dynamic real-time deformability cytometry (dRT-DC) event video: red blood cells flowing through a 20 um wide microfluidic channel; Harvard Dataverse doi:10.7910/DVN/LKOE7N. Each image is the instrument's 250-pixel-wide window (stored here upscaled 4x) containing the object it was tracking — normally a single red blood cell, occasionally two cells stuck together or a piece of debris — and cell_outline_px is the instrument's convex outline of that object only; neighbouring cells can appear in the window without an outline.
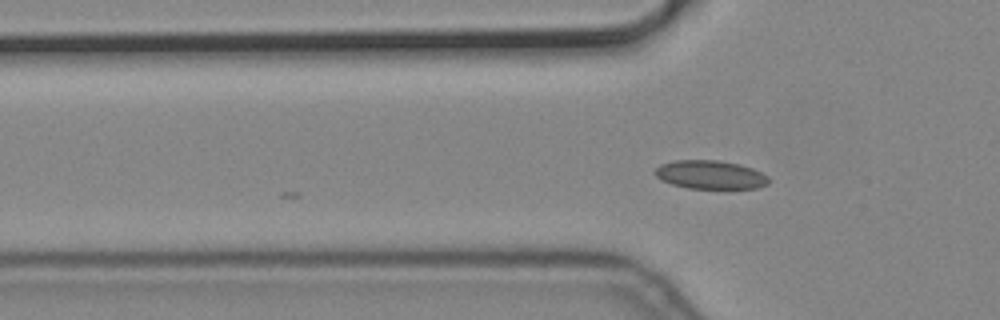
{"species": "common noctule bat (a hibernating species)", "species_latin": "Nyctalus noctula", "temperature_condition": "cold", "stored_images_in_passage": 5, "camera_frame_rate_fps": 3000, "um_per_image_px": 0.085, "animal": {"sex": "male", "body_mass_g": 19.2, "forearm_length_mm": 51.8}, "frame": {"image": 1, "passage_image": 5, "time_ms": 1.333, "image_size_px": [1000, 320], "cell_outline_px": [[768, 184], [756, 188], [688, 188], [672, 184], [660, 180], [652, 172], [660, 164], [676, 160], [716, 160], [740, 164], [752, 168], [768, 176]], "centroid_in_image_um": [60.34, 14.84], "position_along_channel_um": 65.5, "area_um2": 18.9}}